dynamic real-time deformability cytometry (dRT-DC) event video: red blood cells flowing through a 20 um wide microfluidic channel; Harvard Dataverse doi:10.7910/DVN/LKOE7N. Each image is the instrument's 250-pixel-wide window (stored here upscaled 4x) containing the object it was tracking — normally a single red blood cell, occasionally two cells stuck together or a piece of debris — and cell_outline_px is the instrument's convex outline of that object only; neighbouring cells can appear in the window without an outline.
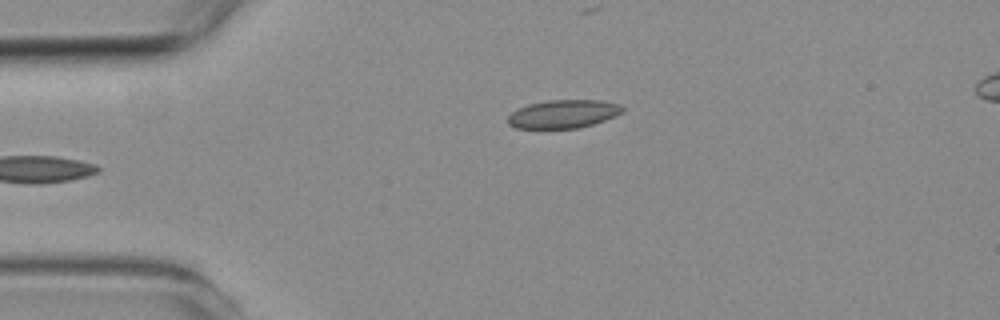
{"species": "common noctule bat (a hibernating species)", "species_latin": "Nyctalus noctula", "temperature_condition": "room temperature", "stored_images_in_passage": 2, "camera_frame_rate_fps": 3000, "um_per_image_px": 0.085, "animal": {"sex": "female", "body_mass_g": 19.3, "forearm_length_mm": 54.1}, "frame": {"image": 1, "passage_image": 2, "time_ms": 1.333, "image_size_px": [1000, 320], "cell_outline_px": [[624, 112], [604, 120], [580, 128], [516, 128], [508, 124], [508, 116], [512, 112], [528, 104], [548, 100], [600, 100], [620, 104], [624, 108]], "centroid_in_image_um": [47.9, 9.68], "position_along_channel_um": 37.1, "area_um2": 18.84}}